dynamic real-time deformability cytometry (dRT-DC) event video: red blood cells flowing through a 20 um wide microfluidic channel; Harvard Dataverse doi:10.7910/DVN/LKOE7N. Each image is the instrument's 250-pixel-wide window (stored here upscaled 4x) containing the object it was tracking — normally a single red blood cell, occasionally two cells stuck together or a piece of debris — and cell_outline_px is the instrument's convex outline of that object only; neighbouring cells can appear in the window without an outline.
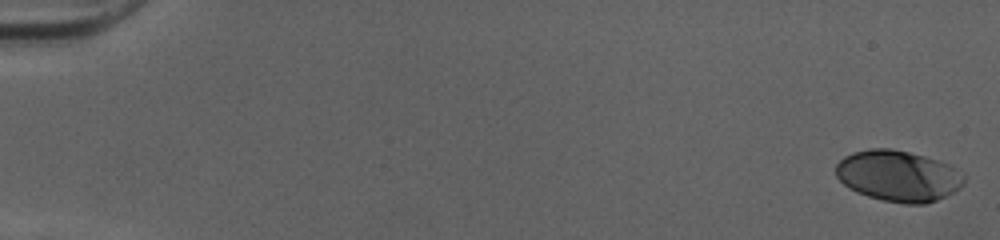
{"species": "human", "species_latin": "Homo sapiens", "temperature_condition": "cold", "stored_images_in_passage": 52, "camera_frame_rate_fps": 3000, "um_per_image_px": 0.085, "donor": {"sex": "female"}, "frame": {"image": 1, "passage_image": 1, "time_ms": 0.0, "image_size_px": [1000, 240], "cell_outline_px": [[964, 184], [960, 188], [936, 200], [924, 204], [904, 204], [884, 200], [868, 196], [856, 192], [848, 188], [836, 176], [836, 164], [844, 156], [852, 152], [868, 148], [892, 148], [924, 156], [948, 164], [964, 176]], "centroid_in_image_um": [76.31, 14.95], "position_along_channel_um": 8.7, "area_um2": 37.97}}
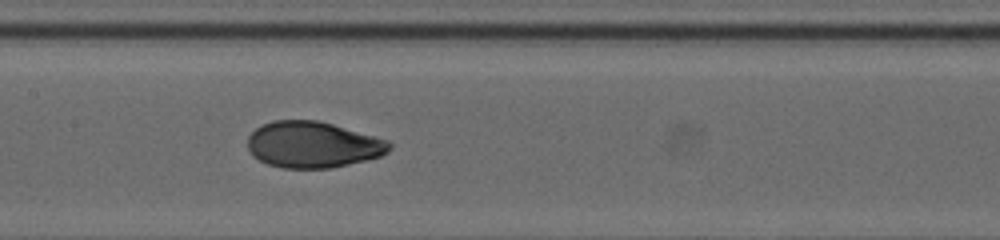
{"frame": {"image": 2, "passage_image": 27, "time_ms": 8.667, "image_size_px": [1000, 240], "cell_outline_px": [[392, 148], [388, 152], [380, 156], [332, 168], [284, 168], [268, 164], [252, 156], [248, 148], [248, 136], [256, 128], [264, 124], [276, 120], [316, 120], [332, 124], [388, 140], [392, 144]], "centroid_in_image_um": [26.59, 12.3], "position_along_channel_um": 180.8, "area_um2": 37.97}}
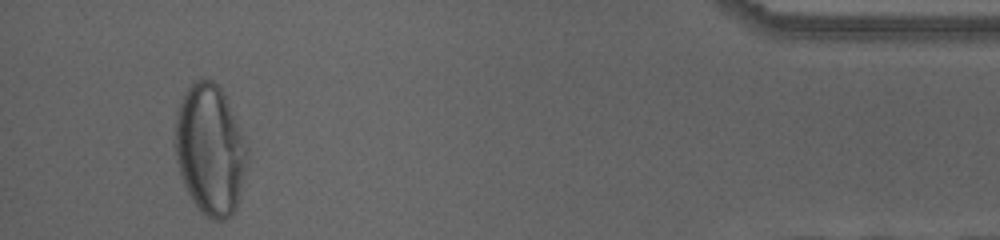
{"frame": {"image": 3, "passage_image": 49, "time_ms": 16.0, "image_size_px": [1000, 240], "cell_outline_px": [[248, 160], [240, 200], [232, 216], [224, 220], [212, 220], [200, 212], [192, 200], [180, 176], [176, 160], [176, 112], [180, 100], [184, 92], [200, 76], [212, 80], [220, 88], [224, 96], [248, 148]], "centroid_in_image_um": [17.86, 12.77], "position_along_channel_um": 417.3, "area_um2": 54.91}, "authors_computed_cell_mechanics": {"area_um2": 38.2925, "velocity_mm_per_s": 4.0398, "shape_relaxation_time_tau1_ms": 5.5813, "shape_relaxation_time_tau2_ms": 0.8044, "deformation_change_tau1": 0.2185, "deformation_change_tau2": 0.0439}}